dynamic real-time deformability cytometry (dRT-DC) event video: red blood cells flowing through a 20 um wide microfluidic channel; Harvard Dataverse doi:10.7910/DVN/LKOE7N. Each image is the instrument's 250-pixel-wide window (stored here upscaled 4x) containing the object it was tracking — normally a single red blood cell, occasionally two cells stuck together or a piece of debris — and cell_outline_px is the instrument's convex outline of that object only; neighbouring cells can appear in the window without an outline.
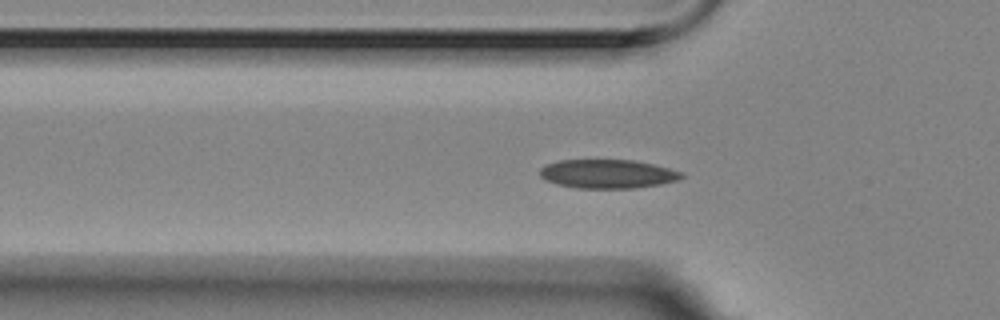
{"species": "Egyptian fruit bat (a non-hibernating species)", "species_latin": "Rousettus aegyptiacus", "temperature_condition": "room temperature", "stored_images_in_passage": 42, "camera_frame_rate_fps": 3000, "um_per_image_px": 0.085, "animal": {"sex": "female"}, "frame": {"image": 1, "passage_image": 2, "time_ms": 0.333, "image_size_px": [1000, 320], "cell_outline_px": [[684, 176], [676, 180], [660, 184], [636, 188], [576, 188], [556, 184], [544, 180], [540, 176], [540, 168], [548, 164], [560, 160], [632, 160], [652, 164], [668, 168], [680, 172]], "centroid_in_image_um": [51.6, 14.79], "position_along_channel_um": 74.2, "area_um2": 23.64}}
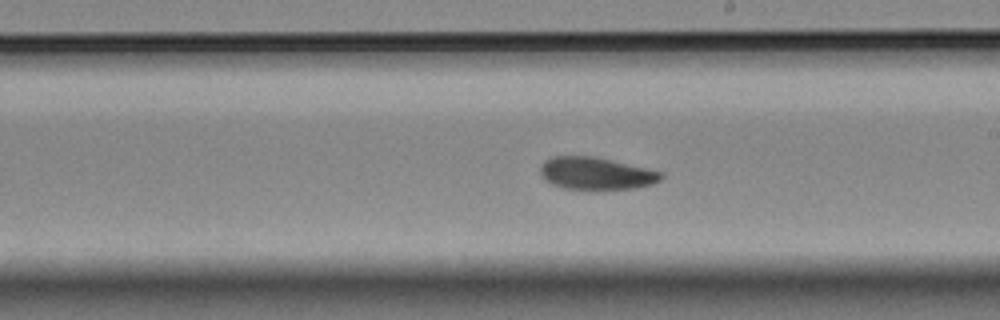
{"frame": {"image": 2, "passage_image": 16, "time_ms": 5.0, "image_size_px": [1000, 320], "cell_outline_px": [[664, 176], [660, 180], [652, 184], [636, 188], [564, 188], [552, 184], [544, 180], [540, 172], [540, 168], [544, 160], [552, 156], [592, 156], [612, 160], [664, 172]], "centroid_in_image_um": [50.66, 14.72], "position_along_channel_um": 238.3, "area_um2": 22.54}}
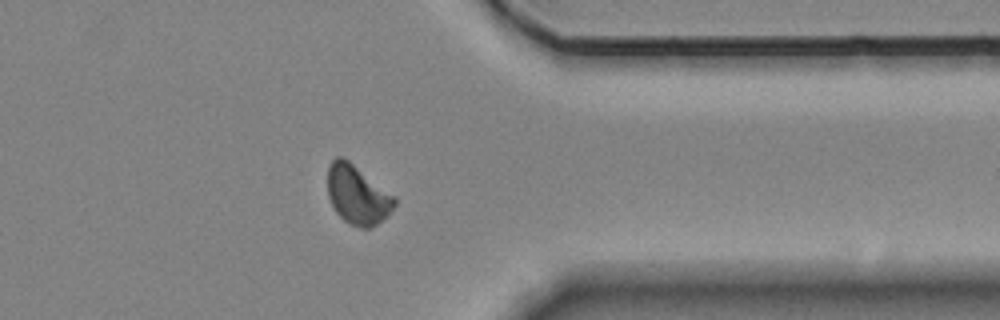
{"frame": {"image": 3, "passage_image": 29, "time_ms": 9.333, "image_size_px": [1000, 320], "cell_outline_px": [[396, 204], [388, 216], [372, 228], [360, 228], [348, 224], [336, 212], [328, 196], [328, 164], [336, 156], [340, 156], [348, 160], [396, 196]], "centroid_in_image_um": [30.4, 16.57], "position_along_channel_um": 381.0, "area_um2": 23.24}, "authors_computed_cell_mechanics": {"area_um2": 22.9466, "velocity_mm_per_s": 3.4973, "shape_relaxation_time_tau1_ms": 10.2896, "shape_relaxation_time_tau2_ms": 11.2869, "deformation_change_tau1": 0.1683, "deformation_change_tau2": 0.1292}}